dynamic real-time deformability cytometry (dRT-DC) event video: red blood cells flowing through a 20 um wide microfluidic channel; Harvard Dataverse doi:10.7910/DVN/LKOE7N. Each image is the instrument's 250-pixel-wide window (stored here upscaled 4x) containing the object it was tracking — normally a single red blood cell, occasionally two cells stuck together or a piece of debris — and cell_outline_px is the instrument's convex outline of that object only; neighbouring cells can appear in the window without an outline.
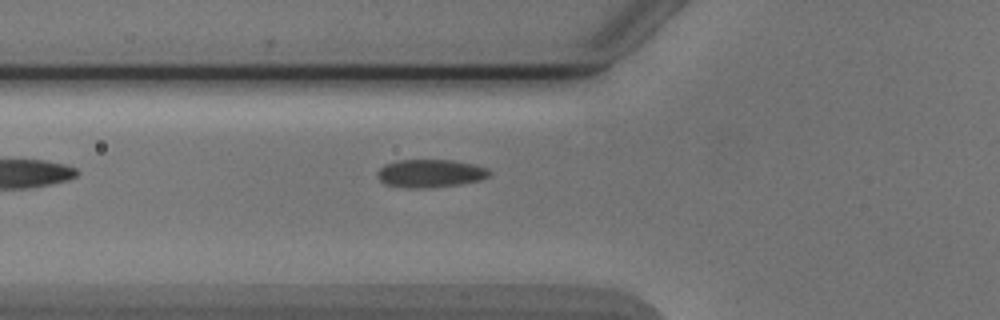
{"species": "Egyptian fruit bat (a non-hibernating species)", "species_latin": "Rousettus aegyptiacus", "temperature_condition": "cold", "stored_images_in_passage": 3, "camera_frame_rate_fps": 3000, "um_per_image_px": 0.085, "animal": {"sex": "male"}, "frame": {"image": 1, "passage_image": 3, "time_ms": 2.333, "image_size_px": [1000, 320], "cell_outline_px": [[492, 172], [488, 176], [480, 180], [460, 184], [428, 188], [408, 188], [384, 184], [376, 176], [376, 172], [384, 164], [400, 160], [452, 160], [472, 164], [488, 168]], "centroid_in_image_um": [36.55, 14.74], "position_along_channel_um": 89.2, "area_um2": 18.38}}